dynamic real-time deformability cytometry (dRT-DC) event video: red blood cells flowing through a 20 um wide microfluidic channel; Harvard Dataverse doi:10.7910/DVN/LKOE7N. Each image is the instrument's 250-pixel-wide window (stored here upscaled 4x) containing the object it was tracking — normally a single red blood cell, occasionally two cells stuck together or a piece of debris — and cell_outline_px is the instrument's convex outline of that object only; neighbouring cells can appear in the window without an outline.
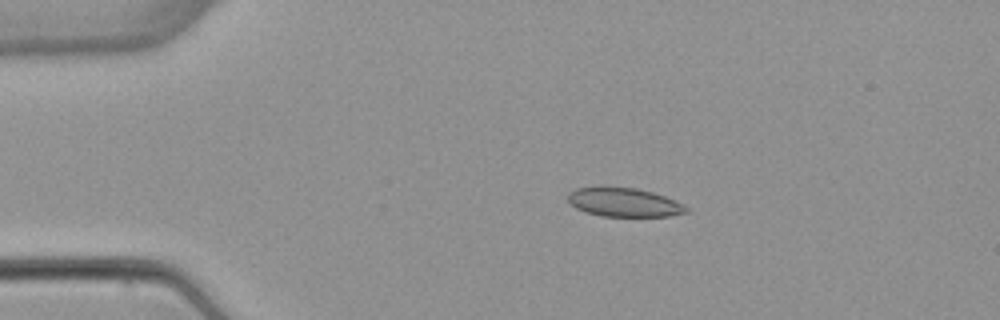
{"species": "common noctule bat (a hibernating species)", "species_latin": "Nyctalus noctula", "temperature_condition": "warm", "stored_images_in_passage": 5, "camera_frame_rate_fps": 3000, "um_per_image_px": 0.085, "animal": {"sex": "female", "body_mass_g": 22.7, "forearm_length_mm": 54.2}, "frame": {"image": 1, "passage_image": 4, "time_ms": 3.333, "image_size_px": [1000, 320], "cell_outline_px": [[688, 212], [668, 216], [600, 216], [576, 208], [568, 200], [568, 192], [576, 188], [636, 188], [652, 192], [676, 200], [684, 204], [688, 208]], "centroid_in_image_um": [53.08, 17.21], "position_along_channel_um": 31.9, "area_um2": 19.54}}